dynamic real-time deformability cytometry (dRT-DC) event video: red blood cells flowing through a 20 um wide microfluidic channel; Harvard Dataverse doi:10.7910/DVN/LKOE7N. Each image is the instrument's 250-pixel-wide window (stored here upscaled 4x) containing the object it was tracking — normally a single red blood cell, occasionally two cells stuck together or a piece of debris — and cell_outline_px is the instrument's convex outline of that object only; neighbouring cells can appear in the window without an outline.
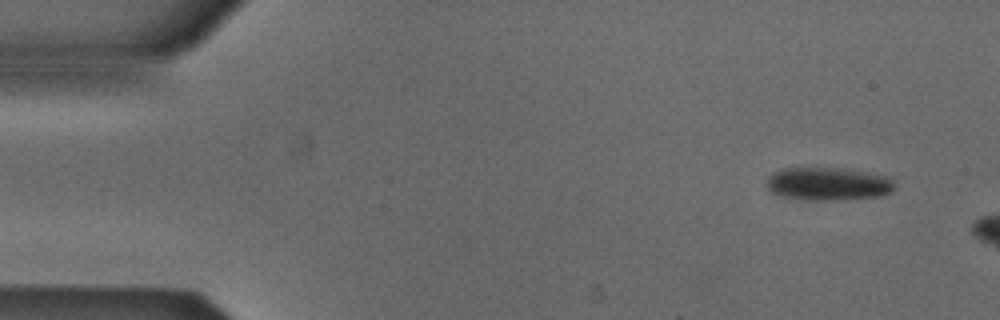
{"species": "Egyptian fruit bat (a non-hibernating species)", "species_latin": "Rousettus aegyptiacus", "temperature_condition": "cold", "stored_images_in_passage": 3, "camera_frame_rate_fps": 3000, "um_per_image_px": 0.085, "animal": {"sex": "male"}, "frame": {"image": 1, "passage_image": 1, "time_ms": 0.0, "image_size_px": [1000, 320], "cell_outline_px": [[896, 188], [892, 192], [884, 196], [832, 200], [812, 200], [780, 196], [772, 192], [768, 188], [768, 176], [772, 172], [784, 168], [816, 164], [888, 176], [896, 184]], "centroid_in_image_um": [70.39, 15.58], "position_along_channel_um": 14.6, "area_um2": 25.49}}